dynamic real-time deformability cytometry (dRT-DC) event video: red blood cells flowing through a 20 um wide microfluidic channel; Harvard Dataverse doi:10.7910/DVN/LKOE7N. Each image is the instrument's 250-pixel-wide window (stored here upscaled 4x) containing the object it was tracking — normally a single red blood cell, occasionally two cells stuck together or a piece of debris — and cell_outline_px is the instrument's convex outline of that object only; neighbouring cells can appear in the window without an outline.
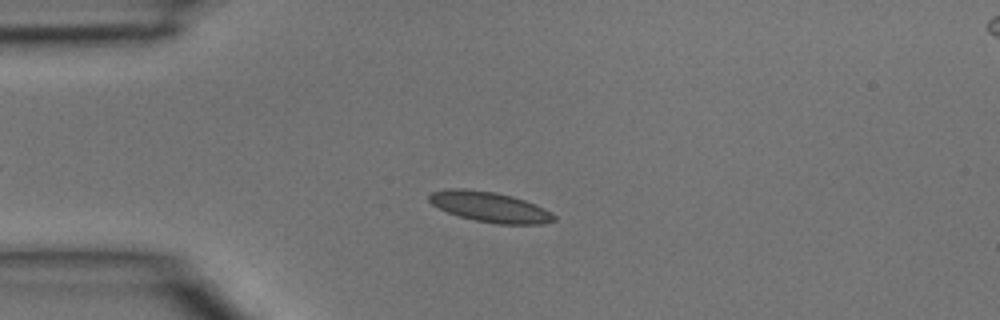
{"species": "common noctule bat (a hibernating species)", "species_latin": "Nyctalus noctula", "temperature_condition": "room temperature", "stored_images_in_passage": 4, "camera_frame_rate_fps": 3000, "um_per_image_px": 0.085, "animal": {"sex": "male", "body_mass_g": 15.6}, "frame": {"image": 1, "passage_image": 3, "time_ms": 0.667, "image_size_px": [1000, 320], "cell_outline_px": [[556, 220], [544, 224], [496, 224], [476, 220], [460, 216], [448, 212], [432, 204], [428, 200], [428, 196], [432, 192], [448, 188], [464, 188], [496, 192], [512, 196], [536, 204], [552, 212], [556, 216]], "centroid_in_image_um": [41.67, 17.58], "position_along_channel_um": 43.3, "area_um2": 22.08}}